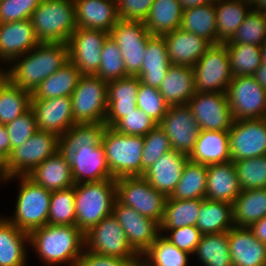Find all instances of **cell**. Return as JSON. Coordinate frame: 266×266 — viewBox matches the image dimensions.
Here are the masks:
<instances>
[{
	"label": "cell",
	"mask_w": 266,
	"mask_h": 266,
	"mask_svg": "<svg viewBox=\"0 0 266 266\" xmlns=\"http://www.w3.org/2000/svg\"><path fill=\"white\" fill-rule=\"evenodd\" d=\"M142 176L161 156L172 150L166 133L157 125L143 136Z\"/></svg>",
	"instance_id": "f907efd6"
},
{
	"label": "cell",
	"mask_w": 266,
	"mask_h": 266,
	"mask_svg": "<svg viewBox=\"0 0 266 266\" xmlns=\"http://www.w3.org/2000/svg\"><path fill=\"white\" fill-rule=\"evenodd\" d=\"M196 92H222L233 76L226 45H212L193 66Z\"/></svg>",
	"instance_id": "30bf717a"
},
{
	"label": "cell",
	"mask_w": 266,
	"mask_h": 266,
	"mask_svg": "<svg viewBox=\"0 0 266 266\" xmlns=\"http://www.w3.org/2000/svg\"><path fill=\"white\" fill-rule=\"evenodd\" d=\"M180 28L205 38L212 45L217 44L215 1L184 9Z\"/></svg>",
	"instance_id": "f35d334b"
},
{
	"label": "cell",
	"mask_w": 266,
	"mask_h": 266,
	"mask_svg": "<svg viewBox=\"0 0 266 266\" xmlns=\"http://www.w3.org/2000/svg\"><path fill=\"white\" fill-rule=\"evenodd\" d=\"M76 226L85 234L112 214L116 200V179L74 185Z\"/></svg>",
	"instance_id": "3957f363"
},
{
	"label": "cell",
	"mask_w": 266,
	"mask_h": 266,
	"mask_svg": "<svg viewBox=\"0 0 266 266\" xmlns=\"http://www.w3.org/2000/svg\"><path fill=\"white\" fill-rule=\"evenodd\" d=\"M229 57L232 76H253L261 66V46L224 43Z\"/></svg>",
	"instance_id": "ee69618b"
},
{
	"label": "cell",
	"mask_w": 266,
	"mask_h": 266,
	"mask_svg": "<svg viewBox=\"0 0 266 266\" xmlns=\"http://www.w3.org/2000/svg\"><path fill=\"white\" fill-rule=\"evenodd\" d=\"M0 180L4 181V182L6 181V177H5V174L3 172V165L1 163H0Z\"/></svg>",
	"instance_id": "03108f58"
},
{
	"label": "cell",
	"mask_w": 266,
	"mask_h": 266,
	"mask_svg": "<svg viewBox=\"0 0 266 266\" xmlns=\"http://www.w3.org/2000/svg\"><path fill=\"white\" fill-rule=\"evenodd\" d=\"M217 44L228 41L252 9L248 0H215Z\"/></svg>",
	"instance_id": "836d02e7"
},
{
	"label": "cell",
	"mask_w": 266,
	"mask_h": 266,
	"mask_svg": "<svg viewBox=\"0 0 266 266\" xmlns=\"http://www.w3.org/2000/svg\"><path fill=\"white\" fill-rule=\"evenodd\" d=\"M84 238L87 251L122 259H141L128 243L123 228L113 214L92 227Z\"/></svg>",
	"instance_id": "8fae6325"
},
{
	"label": "cell",
	"mask_w": 266,
	"mask_h": 266,
	"mask_svg": "<svg viewBox=\"0 0 266 266\" xmlns=\"http://www.w3.org/2000/svg\"><path fill=\"white\" fill-rule=\"evenodd\" d=\"M160 231H162L161 234H163V231L170 232V235L164 237L180 250L192 255L202 236L196 225L175 229H160Z\"/></svg>",
	"instance_id": "9f6ffc18"
},
{
	"label": "cell",
	"mask_w": 266,
	"mask_h": 266,
	"mask_svg": "<svg viewBox=\"0 0 266 266\" xmlns=\"http://www.w3.org/2000/svg\"><path fill=\"white\" fill-rule=\"evenodd\" d=\"M70 166L75 184L115 179L108 167L102 144L80 147Z\"/></svg>",
	"instance_id": "484cf974"
},
{
	"label": "cell",
	"mask_w": 266,
	"mask_h": 266,
	"mask_svg": "<svg viewBox=\"0 0 266 266\" xmlns=\"http://www.w3.org/2000/svg\"><path fill=\"white\" fill-rule=\"evenodd\" d=\"M189 160L210 165L231 161L228 131L200 130Z\"/></svg>",
	"instance_id": "f1b7e54d"
},
{
	"label": "cell",
	"mask_w": 266,
	"mask_h": 266,
	"mask_svg": "<svg viewBox=\"0 0 266 266\" xmlns=\"http://www.w3.org/2000/svg\"><path fill=\"white\" fill-rule=\"evenodd\" d=\"M169 61L174 65L193 67L212 44L194 33L178 28L163 35Z\"/></svg>",
	"instance_id": "7402d4cb"
},
{
	"label": "cell",
	"mask_w": 266,
	"mask_h": 266,
	"mask_svg": "<svg viewBox=\"0 0 266 266\" xmlns=\"http://www.w3.org/2000/svg\"><path fill=\"white\" fill-rule=\"evenodd\" d=\"M108 82L97 75H81L71 95L75 123H104Z\"/></svg>",
	"instance_id": "9c48e42d"
},
{
	"label": "cell",
	"mask_w": 266,
	"mask_h": 266,
	"mask_svg": "<svg viewBox=\"0 0 266 266\" xmlns=\"http://www.w3.org/2000/svg\"><path fill=\"white\" fill-rule=\"evenodd\" d=\"M159 92L169 106H184L196 93L193 67L171 64Z\"/></svg>",
	"instance_id": "83f0119b"
},
{
	"label": "cell",
	"mask_w": 266,
	"mask_h": 266,
	"mask_svg": "<svg viewBox=\"0 0 266 266\" xmlns=\"http://www.w3.org/2000/svg\"><path fill=\"white\" fill-rule=\"evenodd\" d=\"M189 256V253L180 250L160 234L141 255V260L147 266H187Z\"/></svg>",
	"instance_id": "f6af8a7d"
},
{
	"label": "cell",
	"mask_w": 266,
	"mask_h": 266,
	"mask_svg": "<svg viewBox=\"0 0 266 266\" xmlns=\"http://www.w3.org/2000/svg\"><path fill=\"white\" fill-rule=\"evenodd\" d=\"M252 9L266 14V0H252Z\"/></svg>",
	"instance_id": "e7e4bbea"
},
{
	"label": "cell",
	"mask_w": 266,
	"mask_h": 266,
	"mask_svg": "<svg viewBox=\"0 0 266 266\" xmlns=\"http://www.w3.org/2000/svg\"><path fill=\"white\" fill-rule=\"evenodd\" d=\"M266 40V14L251 9L246 15L243 23L233 34V36L224 43L250 44L261 46Z\"/></svg>",
	"instance_id": "7dc6e473"
},
{
	"label": "cell",
	"mask_w": 266,
	"mask_h": 266,
	"mask_svg": "<svg viewBox=\"0 0 266 266\" xmlns=\"http://www.w3.org/2000/svg\"><path fill=\"white\" fill-rule=\"evenodd\" d=\"M228 133L231 161L266 155V118L234 120Z\"/></svg>",
	"instance_id": "9a60e30c"
},
{
	"label": "cell",
	"mask_w": 266,
	"mask_h": 266,
	"mask_svg": "<svg viewBox=\"0 0 266 266\" xmlns=\"http://www.w3.org/2000/svg\"><path fill=\"white\" fill-rule=\"evenodd\" d=\"M136 266H147L141 259L138 261Z\"/></svg>",
	"instance_id": "003e7915"
},
{
	"label": "cell",
	"mask_w": 266,
	"mask_h": 266,
	"mask_svg": "<svg viewBox=\"0 0 266 266\" xmlns=\"http://www.w3.org/2000/svg\"><path fill=\"white\" fill-rule=\"evenodd\" d=\"M31 109L39 131L51 132L59 137L75 124L71 97L31 99Z\"/></svg>",
	"instance_id": "d6986e66"
},
{
	"label": "cell",
	"mask_w": 266,
	"mask_h": 266,
	"mask_svg": "<svg viewBox=\"0 0 266 266\" xmlns=\"http://www.w3.org/2000/svg\"><path fill=\"white\" fill-rule=\"evenodd\" d=\"M140 259H122L83 250L76 266H136Z\"/></svg>",
	"instance_id": "680465c9"
},
{
	"label": "cell",
	"mask_w": 266,
	"mask_h": 266,
	"mask_svg": "<svg viewBox=\"0 0 266 266\" xmlns=\"http://www.w3.org/2000/svg\"><path fill=\"white\" fill-rule=\"evenodd\" d=\"M5 126L10 138V153L12 149L22 145L38 130L31 108Z\"/></svg>",
	"instance_id": "db71d44e"
},
{
	"label": "cell",
	"mask_w": 266,
	"mask_h": 266,
	"mask_svg": "<svg viewBox=\"0 0 266 266\" xmlns=\"http://www.w3.org/2000/svg\"><path fill=\"white\" fill-rule=\"evenodd\" d=\"M80 77V71L69 61L40 83L32 93V99L71 97Z\"/></svg>",
	"instance_id": "8d00e7d4"
},
{
	"label": "cell",
	"mask_w": 266,
	"mask_h": 266,
	"mask_svg": "<svg viewBox=\"0 0 266 266\" xmlns=\"http://www.w3.org/2000/svg\"><path fill=\"white\" fill-rule=\"evenodd\" d=\"M109 33L77 28L68 40L69 61L81 75H96L100 68L102 47Z\"/></svg>",
	"instance_id": "2e32d148"
},
{
	"label": "cell",
	"mask_w": 266,
	"mask_h": 266,
	"mask_svg": "<svg viewBox=\"0 0 266 266\" xmlns=\"http://www.w3.org/2000/svg\"><path fill=\"white\" fill-rule=\"evenodd\" d=\"M241 191L233 161L207 165L206 199L233 204Z\"/></svg>",
	"instance_id": "4316f807"
},
{
	"label": "cell",
	"mask_w": 266,
	"mask_h": 266,
	"mask_svg": "<svg viewBox=\"0 0 266 266\" xmlns=\"http://www.w3.org/2000/svg\"><path fill=\"white\" fill-rule=\"evenodd\" d=\"M40 41L36 38L31 19L0 23V61L5 64L29 52Z\"/></svg>",
	"instance_id": "ffe728a7"
},
{
	"label": "cell",
	"mask_w": 266,
	"mask_h": 266,
	"mask_svg": "<svg viewBox=\"0 0 266 266\" xmlns=\"http://www.w3.org/2000/svg\"><path fill=\"white\" fill-rule=\"evenodd\" d=\"M226 96L234 120L266 118V90L253 76H236Z\"/></svg>",
	"instance_id": "7c38bea8"
},
{
	"label": "cell",
	"mask_w": 266,
	"mask_h": 266,
	"mask_svg": "<svg viewBox=\"0 0 266 266\" xmlns=\"http://www.w3.org/2000/svg\"><path fill=\"white\" fill-rule=\"evenodd\" d=\"M77 28L107 33L119 21L116 0H74Z\"/></svg>",
	"instance_id": "cb8c5ba5"
},
{
	"label": "cell",
	"mask_w": 266,
	"mask_h": 266,
	"mask_svg": "<svg viewBox=\"0 0 266 266\" xmlns=\"http://www.w3.org/2000/svg\"><path fill=\"white\" fill-rule=\"evenodd\" d=\"M215 0H179L183 9H189L192 7H197L199 5H204L207 3L214 2Z\"/></svg>",
	"instance_id": "be15d7a7"
},
{
	"label": "cell",
	"mask_w": 266,
	"mask_h": 266,
	"mask_svg": "<svg viewBox=\"0 0 266 266\" xmlns=\"http://www.w3.org/2000/svg\"><path fill=\"white\" fill-rule=\"evenodd\" d=\"M140 78L127 76L108 82L107 112L105 124L112 128L121 118L135 111Z\"/></svg>",
	"instance_id": "44dd1931"
},
{
	"label": "cell",
	"mask_w": 266,
	"mask_h": 266,
	"mask_svg": "<svg viewBox=\"0 0 266 266\" xmlns=\"http://www.w3.org/2000/svg\"><path fill=\"white\" fill-rule=\"evenodd\" d=\"M27 177L51 192L75 185L70 163L58 151L34 168Z\"/></svg>",
	"instance_id": "4dcf8cb0"
},
{
	"label": "cell",
	"mask_w": 266,
	"mask_h": 266,
	"mask_svg": "<svg viewBox=\"0 0 266 266\" xmlns=\"http://www.w3.org/2000/svg\"><path fill=\"white\" fill-rule=\"evenodd\" d=\"M167 197L143 176L116 178V200L161 224Z\"/></svg>",
	"instance_id": "ba28073f"
},
{
	"label": "cell",
	"mask_w": 266,
	"mask_h": 266,
	"mask_svg": "<svg viewBox=\"0 0 266 266\" xmlns=\"http://www.w3.org/2000/svg\"><path fill=\"white\" fill-rule=\"evenodd\" d=\"M249 228L259 241L266 244V216L253 223Z\"/></svg>",
	"instance_id": "6125c7cd"
},
{
	"label": "cell",
	"mask_w": 266,
	"mask_h": 266,
	"mask_svg": "<svg viewBox=\"0 0 266 266\" xmlns=\"http://www.w3.org/2000/svg\"><path fill=\"white\" fill-rule=\"evenodd\" d=\"M112 214L120 223L128 243L141 256L161 234L160 224L134 208L114 201Z\"/></svg>",
	"instance_id": "ac0fdd59"
},
{
	"label": "cell",
	"mask_w": 266,
	"mask_h": 266,
	"mask_svg": "<svg viewBox=\"0 0 266 266\" xmlns=\"http://www.w3.org/2000/svg\"><path fill=\"white\" fill-rule=\"evenodd\" d=\"M171 64L164 37L153 35L148 40L145 49L144 60L138 76L140 82L158 89Z\"/></svg>",
	"instance_id": "1f68e13d"
},
{
	"label": "cell",
	"mask_w": 266,
	"mask_h": 266,
	"mask_svg": "<svg viewBox=\"0 0 266 266\" xmlns=\"http://www.w3.org/2000/svg\"><path fill=\"white\" fill-rule=\"evenodd\" d=\"M26 244H29V233L20 230L5 217H1L0 266L27 265Z\"/></svg>",
	"instance_id": "d6a6232c"
},
{
	"label": "cell",
	"mask_w": 266,
	"mask_h": 266,
	"mask_svg": "<svg viewBox=\"0 0 266 266\" xmlns=\"http://www.w3.org/2000/svg\"><path fill=\"white\" fill-rule=\"evenodd\" d=\"M236 227H250L266 216V188L242 190L233 202Z\"/></svg>",
	"instance_id": "74e56055"
},
{
	"label": "cell",
	"mask_w": 266,
	"mask_h": 266,
	"mask_svg": "<svg viewBox=\"0 0 266 266\" xmlns=\"http://www.w3.org/2000/svg\"><path fill=\"white\" fill-rule=\"evenodd\" d=\"M119 46L128 76H139L148 40L153 36L142 21L119 20L109 31Z\"/></svg>",
	"instance_id": "4fadbf2b"
},
{
	"label": "cell",
	"mask_w": 266,
	"mask_h": 266,
	"mask_svg": "<svg viewBox=\"0 0 266 266\" xmlns=\"http://www.w3.org/2000/svg\"><path fill=\"white\" fill-rule=\"evenodd\" d=\"M184 9L179 0H154L145 26L154 36H163L181 26Z\"/></svg>",
	"instance_id": "e575fe53"
},
{
	"label": "cell",
	"mask_w": 266,
	"mask_h": 266,
	"mask_svg": "<svg viewBox=\"0 0 266 266\" xmlns=\"http://www.w3.org/2000/svg\"><path fill=\"white\" fill-rule=\"evenodd\" d=\"M84 233L76 225L46 224L29 233L32 249L46 265L76 266L85 249Z\"/></svg>",
	"instance_id": "7a4b0ae2"
},
{
	"label": "cell",
	"mask_w": 266,
	"mask_h": 266,
	"mask_svg": "<svg viewBox=\"0 0 266 266\" xmlns=\"http://www.w3.org/2000/svg\"><path fill=\"white\" fill-rule=\"evenodd\" d=\"M42 0H0V23L30 19Z\"/></svg>",
	"instance_id": "11a10c76"
},
{
	"label": "cell",
	"mask_w": 266,
	"mask_h": 266,
	"mask_svg": "<svg viewBox=\"0 0 266 266\" xmlns=\"http://www.w3.org/2000/svg\"><path fill=\"white\" fill-rule=\"evenodd\" d=\"M200 130L229 131L234 122L226 93L196 92L186 104Z\"/></svg>",
	"instance_id": "5bb4252c"
},
{
	"label": "cell",
	"mask_w": 266,
	"mask_h": 266,
	"mask_svg": "<svg viewBox=\"0 0 266 266\" xmlns=\"http://www.w3.org/2000/svg\"><path fill=\"white\" fill-rule=\"evenodd\" d=\"M102 145L113 178L142 176L143 136L124 135L107 127Z\"/></svg>",
	"instance_id": "8992f818"
},
{
	"label": "cell",
	"mask_w": 266,
	"mask_h": 266,
	"mask_svg": "<svg viewBox=\"0 0 266 266\" xmlns=\"http://www.w3.org/2000/svg\"><path fill=\"white\" fill-rule=\"evenodd\" d=\"M0 68H1V67H0ZM2 70H3V71H2ZM5 70H6V68H5V69H2V68L0 69V77L4 75Z\"/></svg>",
	"instance_id": "a7ac6f4b"
},
{
	"label": "cell",
	"mask_w": 266,
	"mask_h": 266,
	"mask_svg": "<svg viewBox=\"0 0 266 266\" xmlns=\"http://www.w3.org/2000/svg\"><path fill=\"white\" fill-rule=\"evenodd\" d=\"M157 125L147 114L137 108L121 118L112 128L124 135L145 136Z\"/></svg>",
	"instance_id": "f5cc1de1"
},
{
	"label": "cell",
	"mask_w": 266,
	"mask_h": 266,
	"mask_svg": "<svg viewBox=\"0 0 266 266\" xmlns=\"http://www.w3.org/2000/svg\"><path fill=\"white\" fill-rule=\"evenodd\" d=\"M137 107L159 124L168 111L169 105L157 88L140 83Z\"/></svg>",
	"instance_id": "816d5d0a"
},
{
	"label": "cell",
	"mask_w": 266,
	"mask_h": 266,
	"mask_svg": "<svg viewBox=\"0 0 266 266\" xmlns=\"http://www.w3.org/2000/svg\"><path fill=\"white\" fill-rule=\"evenodd\" d=\"M48 224L76 225L74 186L51 192Z\"/></svg>",
	"instance_id": "bcb514c9"
},
{
	"label": "cell",
	"mask_w": 266,
	"mask_h": 266,
	"mask_svg": "<svg viewBox=\"0 0 266 266\" xmlns=\"http://www.w3.org/2000/svg\"><path fill=\"white\" fill-rule=\"evenodd\" d=\"M58 140L51 132L37 130L26 142L11 150L3 164L5 177L27 176L58 151Z\"/></svg>",
	"instance_id": "52a82bcc"
},
{
	"label": "cell",
	"mask_w": 266,
	"mask_h": 266,
	"mask_svg": "<svg viewBox=\"0 0 266 266\" xmlns=\"http://www.w3.org/2000/svg\"><path fill=\"white\" fill-rule=\"evenodd\" d=\"M195 254L204 266H233L228 232L202 235Z\"/></svg>",
	"instance_id": "60d3db41"
},
{
	"label": "cell",
	"mask_w": 266,
	"mask_h": 266,
	"mask_svg": "<svg viewBox=\"0 0 266 266\" xmlns=\"http://www.w3.org/2000/svg\"><path fill=\"white\" fill-rule=\"evenodd\" d=\"M204 199L177 200L167 197L160 229H175L196 225Z\"/></svg>",
	"instance_id": "7bdbcfd3"
},
{
	"label": "cell",
	"mask_w": 266,
	"mask_h": 266,
	"mask_svg": "<svg viewBox=\"0 0 266 266\" xmlns=\"http://www.w3.org/2000/svg\"><path fill=\"white\" fill-rule=\"evenodd\" d=\"M196 226L202 235L228 232L234 227L233 205L205 198L201 203Z\"/></svg>",
	"instance_id": "d590c367"
},
{
	"label": "cell",
	"mask_w": 266,
	"mask_h": 266,
	"mask_svg": "<svg viewBox=\"0 0 266 266\" xmlns=\"http://www.w3.org/2000/svg\"><path fill=\"white\" fill-rule=\"evenodd\" d=\"M10 155V138L5 125L0 124V163L3 165Z\"/></svg>",
	"instance_id": "91938a15"
},
{
	"label": "cell",
	"mask_w": 266,
	"mask_h": 266,
	"mask_svg": "<svg viewBox=\"0 0 266 266\" xmlns=\"http://www.w3.org/2000/svg\"><path fill=\"white\" fill-rule=\"evenodd\" d=\"M32 93L0 77V124L6 125L31 108Z\"/></svg>",
	"instance_id": "ab89813d"
},
{
	"label": "cell",
	"mask_w": 266,
	"mask_h": 266,
	"mask_svg": "<svg viewBox=\"0 0 266 266\" xmlns=\"http://www.w3.org/2000/svg\"><path fill=\"white\" fill-rule=\"evenodd\" d=\"M101 58L96 75L102 80L110 82L128 76L120 48L110 36L103 44Z\"/></svg>",
	"instance_id": "681fc988"
},
{
	"label": "cell",
	"mask_w": 266,
	"mask_h": 266,
	"mask_svg": "<svg viewBox=\"0 0 266 266\" xmlns=\"http://www.w3.org/2000/svg\"><path fill=\"white\" fill-rule=\"evenodd\" d=\"M233 266H266V244L249 227L234 226L228 231Z\"/></svg>",
	"instance_id": "d4e9b609"
},
{
	"label": "cell",
	"mask_w": 266,
	"mask_h": 266,
	"mask_svg": "<svg viewBox=\"0 0 266 266\" xmlns=\"http://www.w3.org/2000/svg\"><path fill=\"white\" fill-rule=\"evenodd\" d=\"M206 184L207 165L188 160L170 197L177 200L205 199Z\"/></svg>",
	"instance_id": "b9f144b4"
},
{
	"label": "cell",
	"mask_w": 266,
	"mask_h": 266,
	"mask_svg": "<svg viewBox=\"0 0 266 266\" xmlns=\"http://www.w3.org/2000/svg\"><path fill=\"white\" fill-rule=\"evenodd\" d=\"M67 62L69 49L66 43L40 42L29 52L15 58L11 63L13 66L5 70L4 75L14 85L33 93L43 80Z\"/></svg>",
	"instance_id": "6da1fadb"
},
{
	"label": "cell",
	"mask_w": 266,
	"mask_h": 266,
	"mask_svg": "<svg viewBox=\"0 0 266 266\" xmlns=\"http://www.w3.org/2000/svg\"><path fill=\"white\" fill-rule=\"evenodd\" d=\"M261 66L256 70L253 77L266 90V46L261 45Z\"/></svg>",
	"instance_id": "94428289"
},
{
	"label": "cell",
	"mask_w": 266,
	"mask_h": 266,
	"mask_svg": "<svg viewBox=\"0 0 266 266\" xmlns=\"http://www.w3.org/2000/svg\"><path fill=\"white\" fill-rule=\"evenodd\" d=\"M188 160L187 155L171 150L146 170L143 177L153 188L169 197L181 179L182 170Z\"/></svg>",
	"instance_id": "603a6c76"
},
{
	"label": "cell",
	"mask_w": 266,
	"mask_h": 266,
	"mask_svg": "<svg viewBox=\"0 0 266 266\" xmlns=\"http://www.w3.org/2000/svg\"><path fill=\"white\" fill-rule=\"evenodd\" d=\"M153 2L154 0H116L118 18L144 22Z\"/></svg>",
	"instance_id": "6f0895ef"
},
{
	"label": "cell",
	"mask_w": 266,
	"mask_h": 266,
	"mask_svg": "<svg viewBox=\"0 0 266 266\" xmlns=\"http://www.w3.org/2000/svg\"><path fill=\"white\" fill-rule=\"evenodd\" d=\"M30 19L40 42L67 44L77 29L74 0H42Z\"/></svg>",
	"instance_id": "277c9868"
},
{
	"label": "cell",
	"mask_w": 266,
	"mask_h": 266,
	"mask_svg": "<svg viewBox=\"0 0 266 266\" xmlns=\"http://www.w3.org/2000/svg\"><path fill=\"white\" fill-rule=\"evenodd\" d=\"M15 178L21 179L15 214L6 219L20 230L30 233L48 224L51 191L34 183L27 176L6 178V182Z\"/></svg>",
	"instance_id": "5b68a950"
},
{
	"label": "cell",
	"mask_w": 266,
	"mask_h": 266,
	"mask_svg": "<svg viewBox=\"0 0 266 266\" xmlns=\"http://www.w3.org/2000/svg\"><path fill=\"white\" fill-rule=\"evenodd\" d=\"M158 125L168 136L172 150L190 155L199 137L200 127L187 105L169 106Z\"/></svg>",
	"instance_id": "e0dca14e"
},
{
	"label": "cell",
	"mask_w": 266,
	"mask_h": 266,
	"mask_svg": "<svg viewBox=\"0 0 266 266\" xmlns=\"http://www.w3.org/2000/svg\"><path fill=\"white\" fill-rule=\"evenodd\" d=\"M106 128L105 123H75L59 136L58 152L71 163L80 147L101 145Z\"/></svg>",
	"instance_id": "f546056e"
},
{
	"label": "cell",
	"mask_w": 266,
	"mask_h": 266,
	"mask_svg": "<svg viewBox=\"0 0 266 266\" xmlns=\"http://www.w3.org/2000/svg\"><path fill=\"white\" fill-rule=\"evenodd\" d=\"M242 190L266 188V155L234 161Z\"/></svg>",
	"instance_id": "c3c4849f"
}]
</instances>
